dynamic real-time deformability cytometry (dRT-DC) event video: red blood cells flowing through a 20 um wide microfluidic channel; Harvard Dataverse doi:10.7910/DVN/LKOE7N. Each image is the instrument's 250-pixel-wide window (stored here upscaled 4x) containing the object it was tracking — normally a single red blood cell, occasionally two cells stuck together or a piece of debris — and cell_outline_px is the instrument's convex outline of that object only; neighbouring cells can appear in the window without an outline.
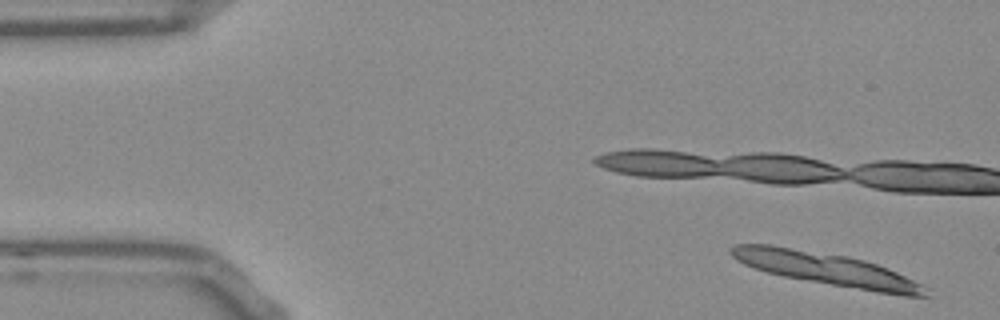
{"species": "Egyptian fruit bat (a non-hibernating species)", "species_latin": "Rousettus aegyptiacus", "temperature_condition": "room temperature", "stored_images_in_passage": 10, "camera_frame_rate_fps": 3000, "um_per_image_px": 0.085, "frame": {"image": 1, "passage_image": 1, "time_ms": 0.0, "image_size_px": [1000, 320], "cell_outline_px": [[928, 296], [904, 296], [876, 292], [784, 276], [768, 272], [744, 264], [736, 260], [728, 252], [736, 244], [768, 244], [844, 256], [864, 260], [888, 268], [920, 284]], "centroid_in_image_um": [70.2, 22.86], "position_along_channel_um": 14.8, "area_um2": 36.01}}